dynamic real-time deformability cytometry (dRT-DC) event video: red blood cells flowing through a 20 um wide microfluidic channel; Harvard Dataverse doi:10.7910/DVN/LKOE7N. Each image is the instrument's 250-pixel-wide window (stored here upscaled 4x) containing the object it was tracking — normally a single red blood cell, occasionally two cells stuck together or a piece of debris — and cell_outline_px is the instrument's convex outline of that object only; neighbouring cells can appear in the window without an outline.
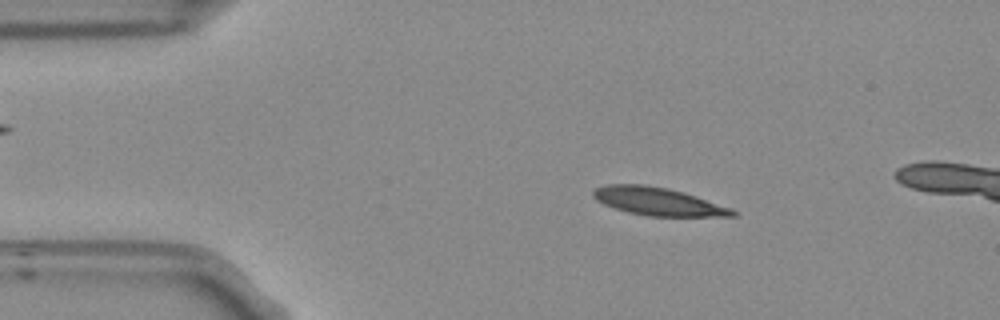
{"species": "Egyptian fruit bat (a non-hibernating species)", "species_latin": "Rousettus aegyptiacus", "temperature_condition": "room temperature", "stored_images_in_passage": 13, "camera_frame_rate_fps": 3000, "um_per_image_px": 0.085, "frame": {"image": 1, "passage_image": 8, "time_ms": 2.333, "image_size_px": [1000, 320], "cell_outline_px": [[736, 216], [648, 216], [628, 212], [604, 204], [596, 200], [592, 196], [592, 192], [596, 188], [608, 184], [644, 184], [668, 188], [728, 208], [736, 212]], "centroid_in_image_um": [55.82, 17.12], "position_along_channel_um": 29.2, "area_um2": 22.02}}